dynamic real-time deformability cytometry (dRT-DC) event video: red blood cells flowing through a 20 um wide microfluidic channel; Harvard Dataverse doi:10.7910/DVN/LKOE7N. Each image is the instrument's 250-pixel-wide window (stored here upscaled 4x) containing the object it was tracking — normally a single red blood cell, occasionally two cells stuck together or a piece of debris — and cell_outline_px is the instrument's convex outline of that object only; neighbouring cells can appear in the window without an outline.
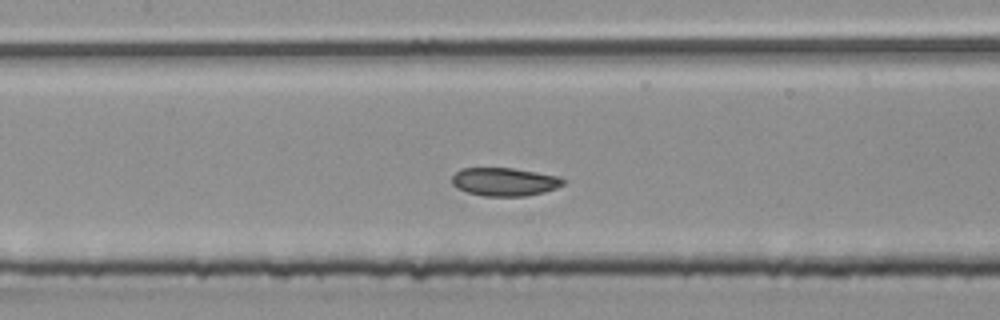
{"species": "common noctule bat (a hibernating species)", "species_latin": "Nyctalus noctula", "temperature_condition": "room temperature", "stored_images_in_passage": 41, "camera_frame_rate_fps": 3000, "um_per_image_px": 0.085, "animal": {"sex": "male", "body_mass_g": 20.4}, "frame": {"image": 1, "passage_image": 12, "time_ms": 3.667, "image_size_px": [1000, 320], "cell_outline_px": [[564, 184], [556, 188], [544, 192], [524, 196], [484, 196], [468, 192], [456, 188], [452, 184], [452, 176], [460, 168], [512, 168], [560, 176], [564, 180]], "centroid_in_image_um": [42.87, 15.45], "position_along_channel_um": 164.5, "area_um2": 18.32}, "authors_computed_cell_mechanics": {"area_um2": 18.3226, "velocity_mm_per_s": 3.9142, "shape_relaxation_time_tau1_ms": 3.9621, "shape_relaxation_time_tau2_ms": 3.1346, "deformation_change_tau1": 0.0565, "deformation_change_tau2": 0.0698}}